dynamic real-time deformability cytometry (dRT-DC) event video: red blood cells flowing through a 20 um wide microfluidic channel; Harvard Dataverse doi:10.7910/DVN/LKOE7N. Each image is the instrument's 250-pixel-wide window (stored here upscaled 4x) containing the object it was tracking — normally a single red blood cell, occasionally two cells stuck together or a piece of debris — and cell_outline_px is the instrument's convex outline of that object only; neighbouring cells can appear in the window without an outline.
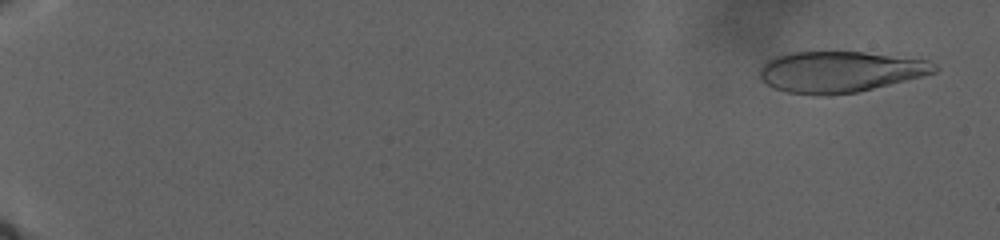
{"species": "human", "species_latin": "Homo sapiens", "temperature_condition": "warm", "stored_images_in_passage": 86, "camera_frame_rate_fps": 3000, "um_per_image_px": 0.085, "donor": {"sex": "male"}, "frame": {"image": 1, "passage_image": 7, "time_ms": 1.667, "image_size_px": [1000, 240], "cell_outline_px": [[940, 68], [936, 72], [856, 92], [828, 96], [816, 96], [788, 92], [776, 88], [768, 84], [760, 76], [760, 68], [768, 60], [776, 56], [788, 52], [864, 52], [928, 60], [936, 64]], "centroid_in_image_um": [71.39, 6.1], "position_along_channel_um": 13.6, "area_um2": 41.5}}
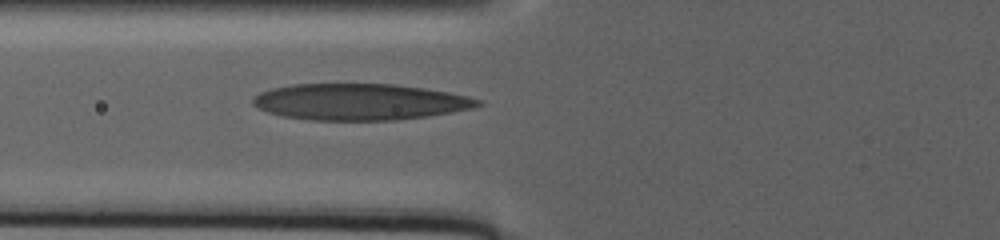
{"frame": {"image": 2, "passage_image": 67, "time_ms": 17.0, "image_size_px": [1000, 240], "cell_outline_px": [[484, 104], [472, 108], [452, 112], [428, 116], [396, 120], [308, 120], [280, 116], [268, 112], [252, 104], [252, 96], [260, 92], [272, 88], [292, 84], [396, 84], [424, 88], [448, 92], [468, 96], [480, 100]], "centroid_in_image_um": [30.56, 8.66], "position_along_channel_um": 95.2, "area_um2": 47.86}}
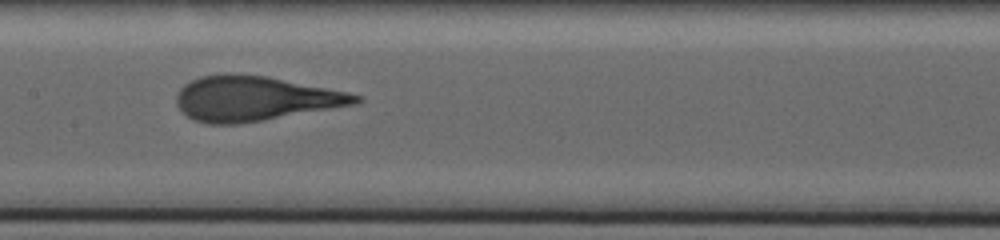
{"frame": {"image": 3, "passage_image": 85, "time_ms": 21.667, "image_size_px": [1000, 240], "cell_outline_px": [[364, 100], [356, 104], [264, 120], [236, 124], [208, 124], [192, 120], [176, 104], [176, 92], [184, 84], [200, 76], [224, 72], [232, 72], [268, 76], [348, 92], [364, 96]], "centroid_in_image_um": [21.64, 8.36], "position_along_channel_um": 185.8, "area_um2": 47.16}}